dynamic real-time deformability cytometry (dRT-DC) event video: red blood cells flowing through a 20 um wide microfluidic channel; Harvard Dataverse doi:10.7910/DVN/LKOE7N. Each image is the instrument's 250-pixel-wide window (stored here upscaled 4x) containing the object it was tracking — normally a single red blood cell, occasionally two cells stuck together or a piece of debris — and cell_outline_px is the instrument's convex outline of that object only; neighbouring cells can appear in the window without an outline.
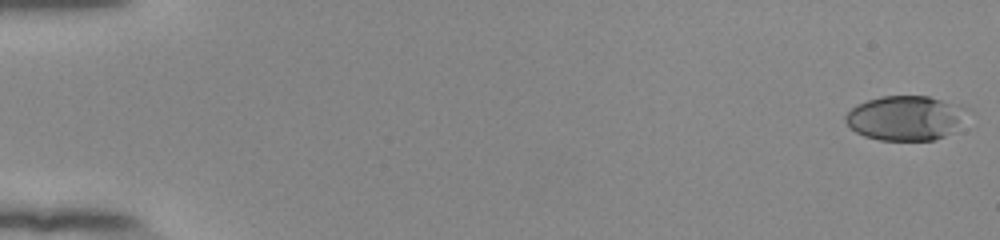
{"species": "human", "species_latin": "Homo sapiens", "temperature_condition": "room temperature", "stored_images_in_passage": 54, "camera_frame_rate_fps": 3000, "um_per_image_px": 0.085, "donor": {"sex": "female"}, "frame": {"image": 1, "passage_image": 1, "time_ms": 0.0, "image_size_px": [1000, 240], "cell_outline_px": [[976, 112], [952, 132], [944, 136], [932, 140], [880, 140], [864, 136], [856, 132], [844, 120], [844, 116], [856, 104], [880, 96], [928, 96], [964, 104], [972, 108]], "centroid_in_image_um": [77.11, 10.0], "position_along_channel_um": 7.9, "area_um2": 32.6}}
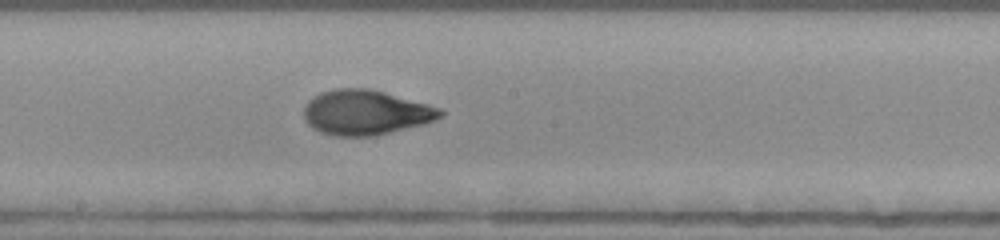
{"frame": {"image": 2, "passage_image": 31, "time_ms": 10.0, "image_size_px": [1000, 240], "cell_outline_px": [[444, 116], [424, 124], [376, 136], [332, 136], [320, 132], [312, 128], [304, 120], [304, 108], [308, 100], [320, 92], [332, 88], [368, 88], [384, 92], [428, 104], [440, 108], [444, 112]], "centroid_in_image_um": [31.06, 9.56], "position_along_channel_um": 217.1, "area_um2": 36.01}}
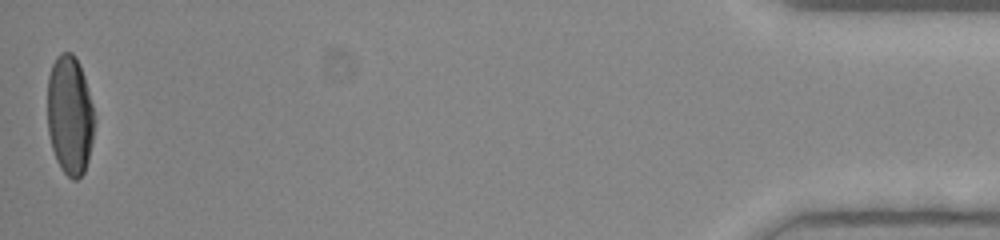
{"frame": {"image": 3, "passage_image": 54, "time_ms": 17.667, "image_size_px": [1000, 240], "cell_outline_px": [[96, 120], [88, 160], [84, 172], [76, 180], [72, 180], [60, 168], [56, 160], [52, 148], [48, 132], [48, 76], [52, 64], [56, 56], [60, 52], [72, 52], [76, 56], [80, 64], [84, 76], [92, 104]], "centroid_in_image_um": [5.94, 9.77], "position_along_channel_um": 429.3, "area_um2": 33.0}, "authors_computed_cell_mechanics": {"area_um2": 34.0442, "velocity_mm_per_s": 3.8961, "shape_relaxation_time_tau1_ms": 5.4916, "shape_relaxation_time_tau2_ms": 1.066, "deformation_change_tau1": 0.2229, "deformation_change_tau2": 0.0637}}